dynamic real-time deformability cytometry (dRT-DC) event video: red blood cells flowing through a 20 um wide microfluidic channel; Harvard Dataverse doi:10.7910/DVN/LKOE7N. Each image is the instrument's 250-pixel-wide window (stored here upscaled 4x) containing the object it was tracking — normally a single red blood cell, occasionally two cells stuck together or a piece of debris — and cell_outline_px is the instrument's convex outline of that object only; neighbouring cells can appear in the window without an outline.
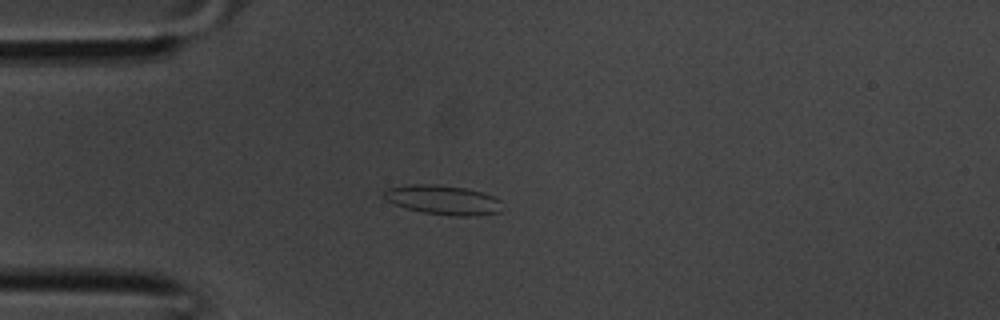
{"species": "common noctule bat (a hibernating species)", "species_latin": "Nyctalus noctula", "temperature_condition": "room temperature", "stored_images_in_passage": 29, "camera_frame_rate_fps": 3000, "um_per_image_px": 0.085, "animal": {"sex": "male", "body_mass_g": 20.1, "forearm_length_mm": 53.5}, "frame": {"image": 1, "passage_image": 2, "time_ms": 0.333, "image_size_px": [1000, 320], "cell_outline_px": [[500, 212], [476, 216], [452, 216], [424, 212], [408, 208], [384, 200], [384, 192], [388, 188], [408, 184], [436, 184], [464, 188], [484, 192], [500, 200]], "centroid_in_image_um": [37.66, 16.99], "position_along_channel_um": 47.3, "area_um2": 20.17}}
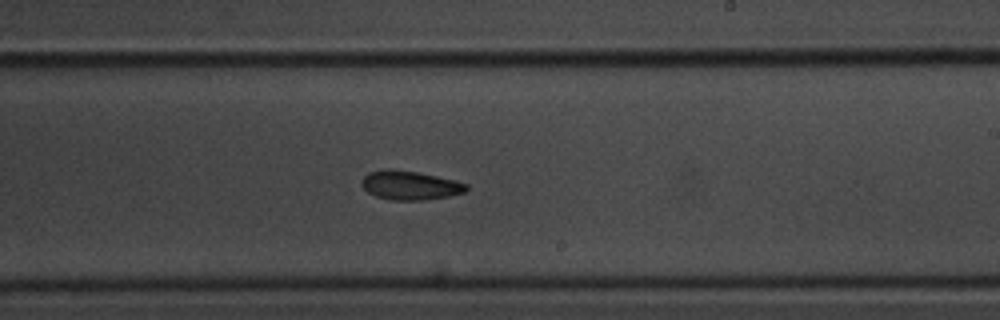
{"frame": {"image": 2, "passage_image": 14, "time_ms": 4.333, "image_size_px": [1000, 320], "cell_outline_px": [[468, 188], [464, 192], [448, 196], [424, 200], [388, 200], [376, 196], [368, 192], [360, 184], [360, 180], [368, 172], [384, 168], [392, 168], [420, 172], [468, 184]], "centroid_in_image_um": [34.79, 15.73], "position_along_channel_um": 254.2, "area_um2": 17.86}}
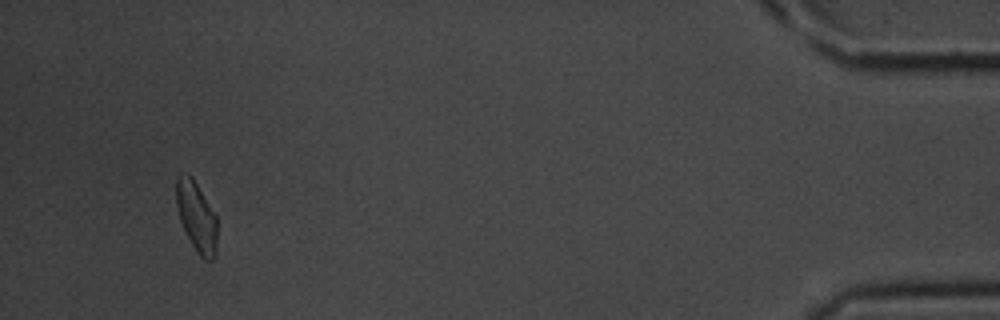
{"frame": {"image": 3, "passage_image": 27, "time_ms": 8.667, "image_size_px": [1000, 320], "cell_outline_px": [[216, 256], [212, 260], [204, 260], [200, 256], [192, 244], [180, 220], [176, 204], [176, 180], [180, 176], [192, 176], [216, 216]], "centroid_in_image_um": [16.71, 18.45], "position_along_channel_um": 418.5, "area_um2": 16.24}}